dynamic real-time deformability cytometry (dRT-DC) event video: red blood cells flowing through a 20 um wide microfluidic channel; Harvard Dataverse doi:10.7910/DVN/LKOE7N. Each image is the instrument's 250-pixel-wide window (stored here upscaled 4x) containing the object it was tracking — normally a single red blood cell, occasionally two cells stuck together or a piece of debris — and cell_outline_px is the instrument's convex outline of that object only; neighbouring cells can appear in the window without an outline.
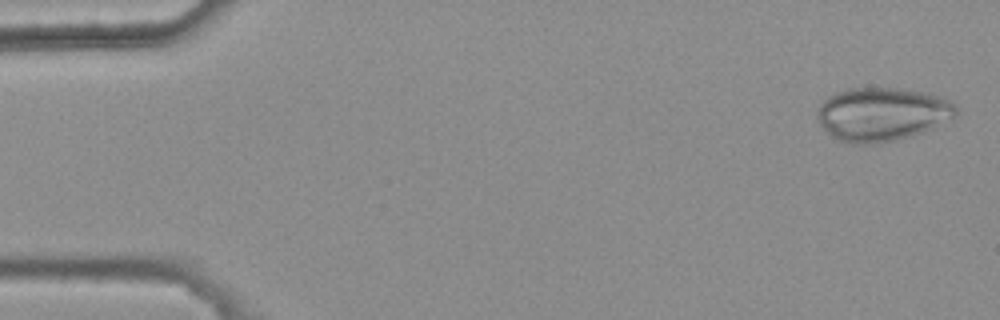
{"species": "common noctule bat (a hibernating species)", "species_latin": "Nyctalus noctula", "temperature_condition": "warm", "stored_images_in_passage": 5, "camera_frame_rate_fps": 3000, "um_per_image_px": 0.085, "animal": {"sex": "female", "body_mass_g": 25.1}, "frame": {"image": 1, "passage_image": 1, "time_ms": 0.0, "image_size_px": [1000, 320], "cell_outline_px": [[960, 112], [956, 116], [924, 132], [912, 136], [880, 144], [852, 144], [840, 140], [832, 136], [820, 124], [816, 116], [816, 112], [820, 104], [828, 96], [836, 92], [852, 88], [900, 88], [928, 92], [952, 100], [956, 104]], "centroid_in_image_um": [75.02, 9.7], "position_along_channel_um": 10.0, "area_um2": 43.93}}